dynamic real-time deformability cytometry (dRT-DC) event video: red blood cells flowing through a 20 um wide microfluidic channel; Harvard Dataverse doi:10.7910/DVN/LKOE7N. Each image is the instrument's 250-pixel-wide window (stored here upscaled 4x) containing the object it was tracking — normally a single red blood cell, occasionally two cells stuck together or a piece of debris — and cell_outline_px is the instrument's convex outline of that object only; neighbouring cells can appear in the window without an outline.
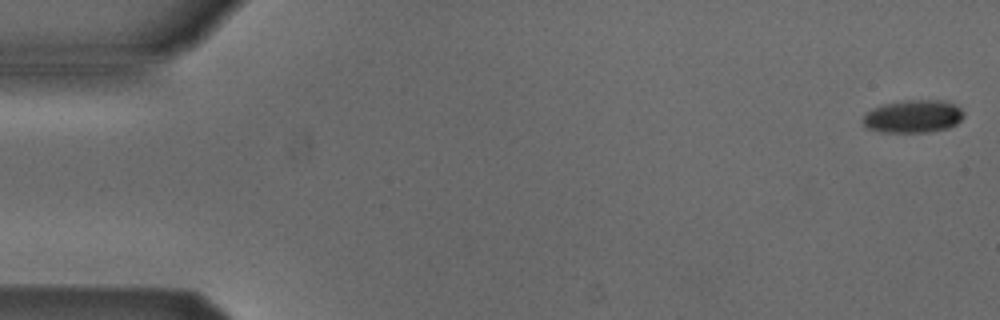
{"species": "Egyptian fruit bat (a non-hibernating species)", "species_latin": "Rousettus aegyptiacus", "temperature_condition": "cold", "stored_images_in_passage": 52, "camera_frame_rate_fps": 3000, "um_per_image_px": 0.085, "animal": {"sex": "male"}, "frame": {"image": 1, "passage_image": 1, "time_ms": 0.0, "image_size_px": [1000, 320], "cell_outline_px": [[964, 116], [956, 124], [948, 128], [928, 132], [884, 132], [864, 128], [860, 120], [872, 108], [884, 104], [904, 100], [940, 100], [952, 104], [960, 108], [964, 112]], "centroid_in_image_um": [77.57, 9.9], "position_along_channel_um": 7.4, "area_um2": 19.36}}
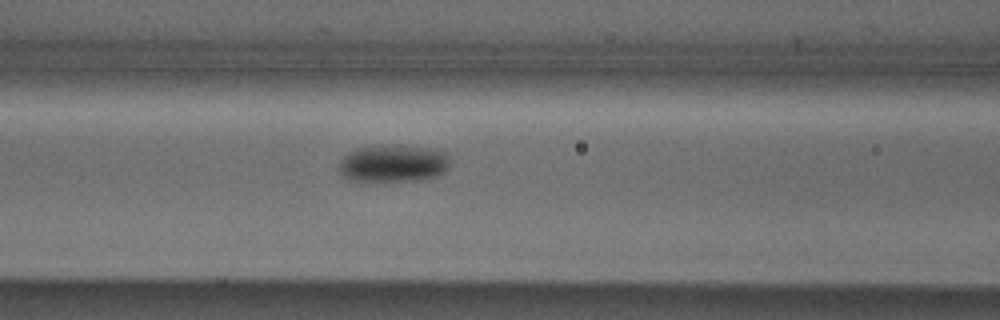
{"frame": {"image": 2, "passage_image": 22, "time_ms": 7.0, "image_size_px": [1000, 320], "cell_outline_px": [[448, 164], [444, 172], [436, 176], [420, 180], [348, 180], [340, 176], [340, 160], [348, 152], [360, 148], [384, 144], [396, 144], [428, 148], [448, 152]], "centroid_in_image_um": [33.41, 13.87], "position_along_channel_um": 133.2, "area_um2": 24.16}}
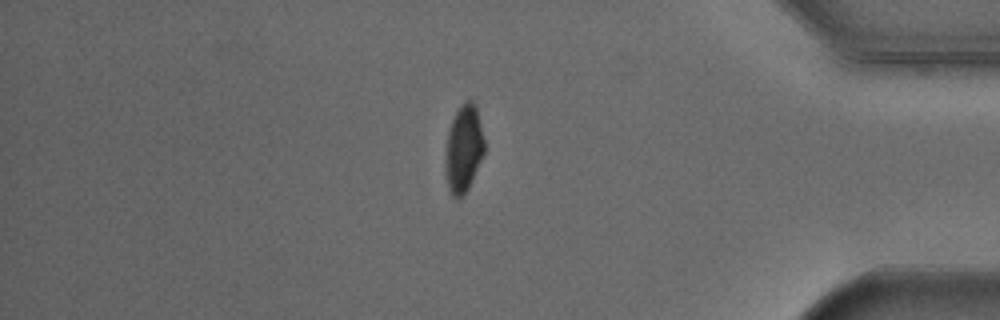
{"frame": {"image": 3, "passage_image": 45, "time_ms": 14.667, "image_size_px": [1000, 320], "cell_outline_px": [[484, 152], [468, 188], [456, 200], [452, 196], [448, 184], [448, 132], [452, 120], [460, 104], [464, 100], [472, 100], [476, 104], [484, 140]], "centroid_in_image_um": [39.46, 12.55], "position_along_channel_um": 395.7, "area_um2": 18.84}, "authors_computed_cell_mechanics": {"area_um2": 21.0681, "velocity_mm_per_s": 3.8657, "shape_relaxation_time_tau1_ms": 7.2158, "shape_relaxation_time_tau2_ms": null, "deformation_change_tau1": 0.1398, "deformation_change_tau2": null}}